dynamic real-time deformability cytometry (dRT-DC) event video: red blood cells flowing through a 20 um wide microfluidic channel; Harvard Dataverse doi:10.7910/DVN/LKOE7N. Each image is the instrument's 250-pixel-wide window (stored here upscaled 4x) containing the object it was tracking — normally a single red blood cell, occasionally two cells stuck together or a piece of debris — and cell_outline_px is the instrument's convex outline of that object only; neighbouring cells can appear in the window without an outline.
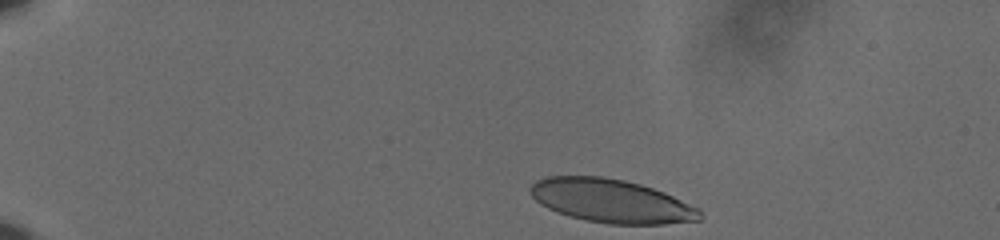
{"species": "human", "species_latin": "Homo sapiens", "temperature_condition": "cold", "stored_images_in_passage": 42, "camera_frame_rate_fps": 3000, "um_per_image_px": 0.085, "donor": {"sex": "male"}, "frame": {"image": 1, "passage_image": 1, "time_ms": 0.0, "image_size_px": [1000, 240], "cell_outline_px": [[704, 216], [700, 220], [664, 224], [608, 224], [584, 220], [568, 216], [548, 208], [540, 204], [532, 196], [532, 184], [536, 180], [548, 176], [600, 176], [624, 180], [640, 184], [664, 192], [700, 208]], "centroid_in_image_um": [52.0, 17.09], "position_along_channel_um": 33.0, "area_um2": 43.0}}
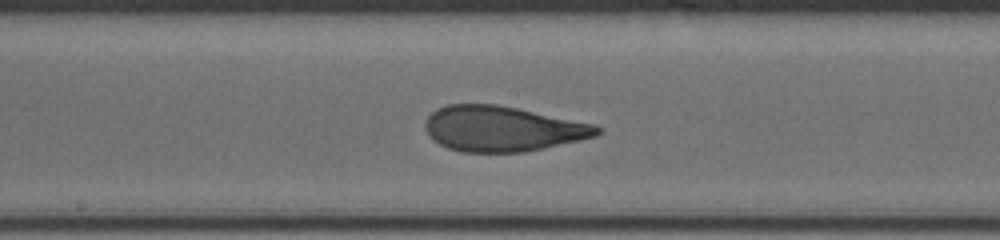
{"frame": {"image": 2, "passage_image": 23, "time_ms": 7.333, "image_size_px": [1000, 240], "cell_outline_px": [[600, 132], [596, 136], [580, 140], [544, 148], [524, 152], [460, 152], [448, 148], [432, 140], [424, 128], [424, 124], [428, 116], [436, 108], [448, 104], [496, 104], [596, 124], [600, 128]], "centroid_in_image_um": [42.68, 10.94], "position_along_channel_um": 205.5, "area_um2": 45.43}}
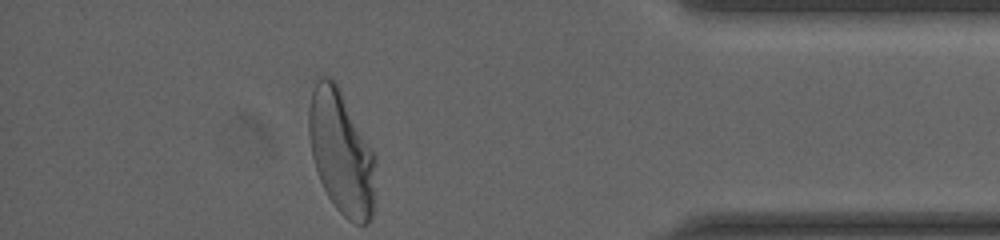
{"frame": {"image": 3, "passage_image": 42, "time_ms": 13.667, "image_size_px": [1000, 240], "cell_outline_px": [[376, 160], [372, 216], [368, 224], [356, 224], [348, 220], [336, 208], [328, 196], [320, 180], [312, 156], [308, 132], [308, 108], [312, 92], [316, 80], [320, 76], [328, 76], [340, 88], [376, 156]], "centroid_in_image_um": [29.01, 12.95], "position_along_channel_um": 406.2, "area_um2": 48.15}, "authors_computed_cell_mechanics": {"area_um2": 45.373, "velocity_mm_per_s": 3.6238, "shape_relaxation_time_tau1_ms": 4.7783, "shape_relaxation_time_tau2_ms": 1.0253, "deformation_change_tau1": 0.2017, "deformation_change_tau2": 0.0842}}